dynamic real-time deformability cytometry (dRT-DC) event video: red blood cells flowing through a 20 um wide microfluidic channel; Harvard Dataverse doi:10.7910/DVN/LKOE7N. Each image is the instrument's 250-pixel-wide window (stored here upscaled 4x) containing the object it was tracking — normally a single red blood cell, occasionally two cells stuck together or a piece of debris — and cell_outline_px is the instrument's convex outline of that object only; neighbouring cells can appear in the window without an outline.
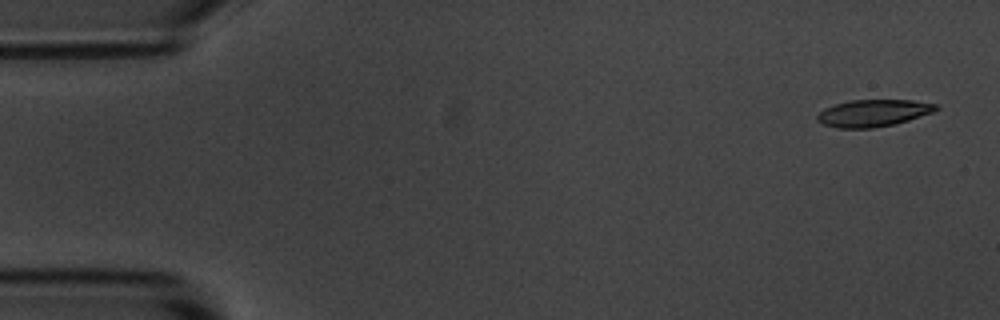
{"species": "common noctule bat (a hibernating species)", "species_latin": "Nyctalus noctula", "temperature_condition": "room temperature", "stored_images_in_passage": 6, "camera_frame_rate_fps": 3000, "um_per_image_px": 0.085, "animal": {"sex": "male", "body_mass_g": 20.1, "forearm_length_mm": 53.5}, "frame": {"image": 1, "passage_image": 1, "time_ms": 0.0, "image_size_px": [1000, 320], "cell_outline_px": [[940, 108], [936, 112], [896, 124], [872, 128], [836, 128], [824, 124], [816, 120], [816, 116], [824, 108], [848, 100], [912, 100], [936, 104]], "centroid_in_image_um": [74.26, 9.61], "position_along_channel_um": 10.7, "area_um2": 18.9}}
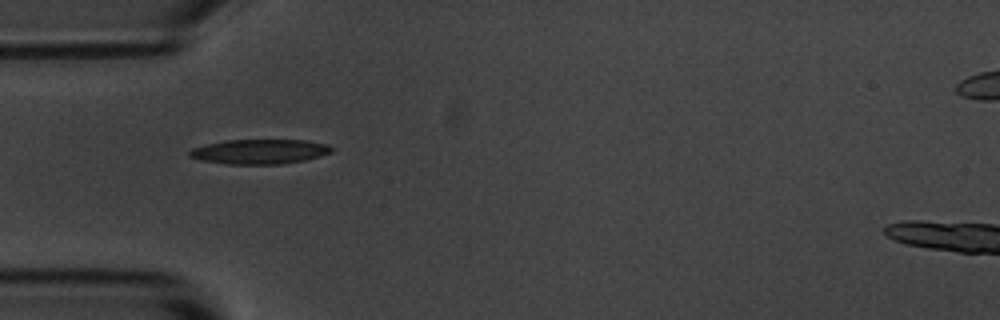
{"frame": {"image": 2, "passage_image": 5, "time_ms": 4.667, "image_size_px": [1000, 320], "cell_outline_px": [[332, 152], [320, 156], [304, 160], [280, 164], [228, 164], [200, 160], [188, 156], [188, 152], [192, 148], [204, 144], [224, 140], [304, 140], [328, 144], [332, 148]], "centroid_in_image_um": [22.03, 12.88], "position_along_channel_um": 63.0, "area_um2": 20.52}}